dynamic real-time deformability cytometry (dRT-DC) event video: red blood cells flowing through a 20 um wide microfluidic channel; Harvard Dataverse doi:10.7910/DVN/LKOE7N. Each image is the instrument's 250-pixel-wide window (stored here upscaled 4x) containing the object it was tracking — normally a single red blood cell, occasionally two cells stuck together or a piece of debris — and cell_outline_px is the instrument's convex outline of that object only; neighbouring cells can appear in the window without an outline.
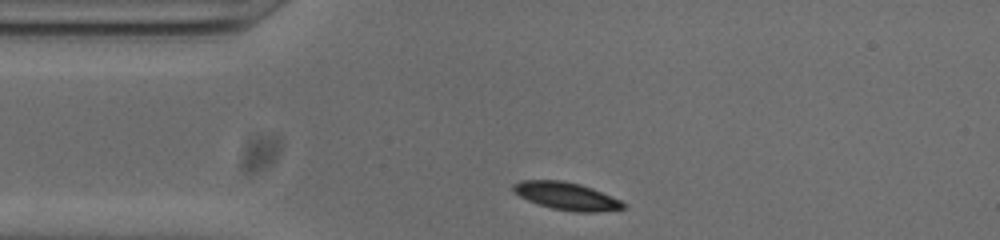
{"species": "common noctule bat (a hibernating species)", "species_latin": "Nyctalus noctula", "temperature_condition": "cold", "stored_images_in_passage": 33, "camera_frame_rate_fps": 3000, "um_per_image_px": 0.085, "animal": {"sex": "male", "body_mass_g": 20.0, "forearm_length_mm": 53.3}, "frame": {"image": 1, "passage_image": 1, "time_ms": 0.0, "image_size_px": [1000, 240], "cell_outline_px": [[628, 204], [624, 208], [596, 212], [572, 212], [552, 208], [528, 200], [512, 192], [512, 184], [520, 180], [564, 180], [580, 184], [592, 188], [620, 200]], "centroid_in_image_um": [48.13, 16.66], "position_along_channel_um": 36.9, "area_um2": 17.74}}
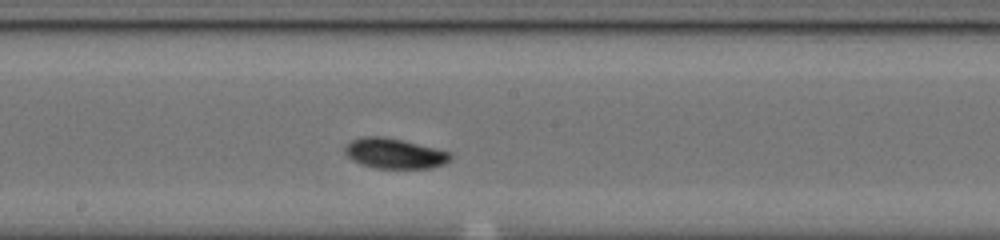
{"frame": {"image": 2, "passage_image": 17, "time_ms": 5.333, "image_size_px": [1000, 240], "cell_outline_px": [[452, 156], [444, 164], [428, 168], [372, 168], [360, 164], [352, 160], [344, 152], [344, 148], [352, 140], [360, 136], [380, 136], [404, 140], [452, 152]], "centroid_in_image_um": [33.52, 13.04], "position_along_channel_um": 214.7, "area_um2": 18.67}}
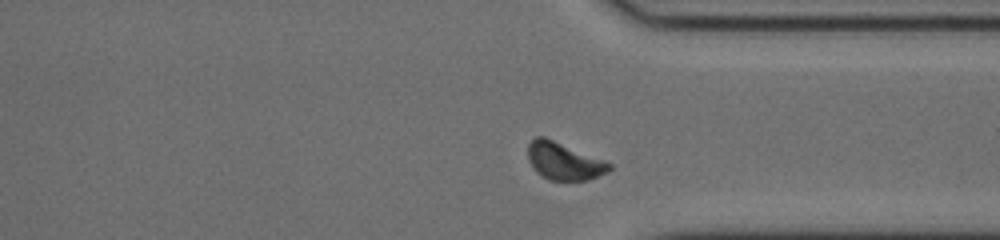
{"frame": {"image": 3, "passage_image": 29, "time_ms": 9.333, "image_size_px": [1000, 240], "cell_outline_px": [[612, 168], [608, 172], [588, 180], [548, 180], [540, 176], [532, 168], [528, 160], [528, 144], [536, 136], [544, 136], [604, 160], [612, 164]], "centroid_in_image_um": [47.91, 13.7], "position_along_channel_um": 363.5, "area_um2": 17.86}, "authors_computed_cell_mechanics": {"area_um2": 17.8024, "velocity_mm_per_s": 3.7655, "shape_relaxation_time_tau1_ms": 2.5005, "shape_relaxation_time_tau2_ms": 2.743, "deformation_change_tau1": 0.1052, "deformation_change_tau2": 0.0397}}